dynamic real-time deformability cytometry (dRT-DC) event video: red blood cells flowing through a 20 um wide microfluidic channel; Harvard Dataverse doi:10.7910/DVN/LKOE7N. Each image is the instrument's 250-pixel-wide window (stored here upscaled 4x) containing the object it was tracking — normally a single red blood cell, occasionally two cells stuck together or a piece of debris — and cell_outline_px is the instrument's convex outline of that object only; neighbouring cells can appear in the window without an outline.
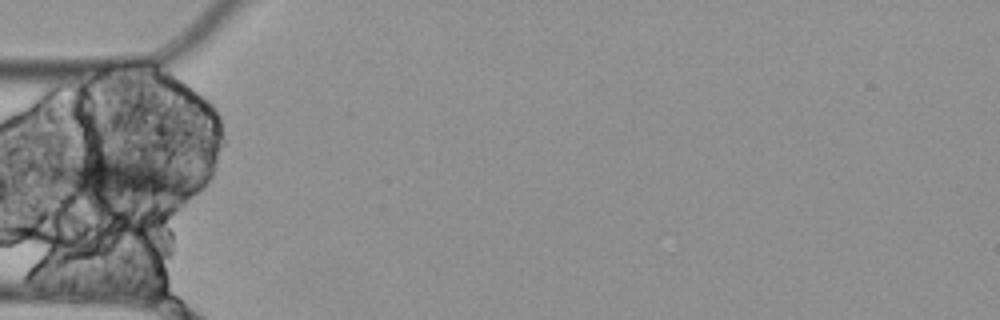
{"species": "Egyptian fruit bat (a non-hibernating species)", "species_latin": "Rousettus aegyptiacus", "temperature_condition": "cold", "stored_images_in_passage": 3, "camera_frame_rate_fps": 3000, "um_per_image_px": 0.085, "animal": {"sex": "female"}, "frame": {"image": 1, "passage_image": 3, "time_ms": 0.667, "image_size_px": [1000, 320], "cell_outline_px": [[200, 180], [196, 192], [184, 200], [108, 204], [80, 196], [64, 188], [48, 176], [48, 168], [56, 164], [100, 148], [180, 168], [200, 176]], "centroid_in_image_um": [10.47, 15.18], "position_along_channel_um": 74.5, "area_um2": 41.62}}